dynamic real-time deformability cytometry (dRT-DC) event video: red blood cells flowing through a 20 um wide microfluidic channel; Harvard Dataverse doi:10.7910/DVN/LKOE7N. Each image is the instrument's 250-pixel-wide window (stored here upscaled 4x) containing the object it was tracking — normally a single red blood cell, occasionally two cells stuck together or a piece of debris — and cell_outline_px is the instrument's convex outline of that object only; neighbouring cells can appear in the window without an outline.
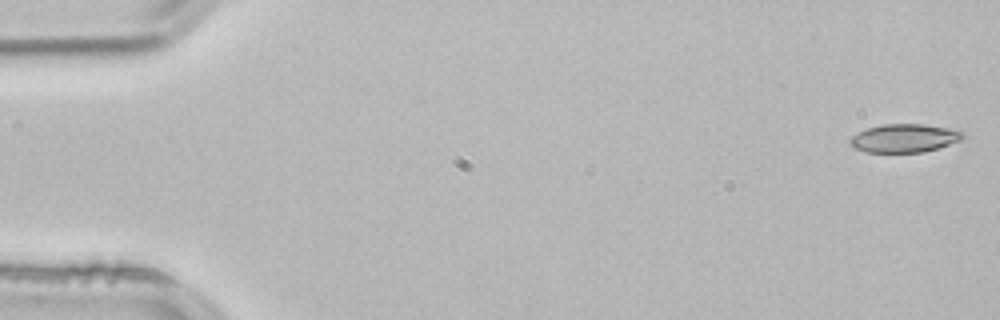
{"species": "common noctule bat (a hibernating species)", "species_latin": "Nyctalus noctula", "temperature_condition": "room temperature", "stored_images_in_passage": 52, "camera_frame_rate_fps": 3000, "um_per_image_px": 0.085, "animal": {"sex": "male", "body_mass_g": 21.5, "forearm_length_mm": 52.0}, "frame": {"image": 1, "passage_image": 1, "time_ms": 0.0, "image_size_px": [1000, 320], "cell_outline_px": [[968, 136], [960, 140], [924, 152], [864, 152], [852, 148], [848, 144], [848, 140], [856, 132], [880, 124], [924, 124], [948, 128], [964, 132]], "centroid_in_image_um": [76.81, 11.74], "position_along_channel_um": 8.2, "area_um2": 18.84}}
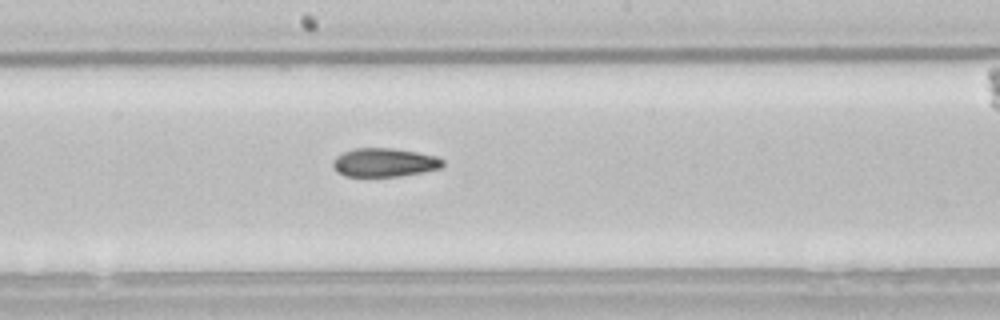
{"frame": {"image": 2, "passage_image": 28, "time_ms": 9.0, "image_size_px": [1000, 320], "cell_outline_px": [[444, 168], [424, 172], [400, 176], [344, 176], [336, 172], [332, 168], [332, 160], [336, 156], [344, 152], [356, 148], [392, 148], [416, 152], [436, 156], [444, 160]], "centroid_in_image_um": [32.67, 13.82], "position_along_channel_um": 215.5, "area_um2": 18.55}}
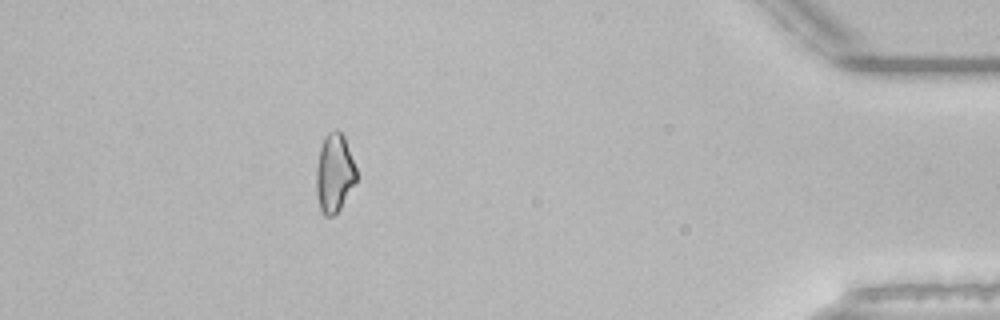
{"frame": {"image": 3, "passage_image": 47, "time_ms": 15.333, "image_size_px": [1000, 320], "cell_outline_px": [[356, 180], [340, 208], [332, 216], [324, 216], [320, 208], [316, 192], [316, 168], [320, 148], [328, 132], [336, 128], [344, 136], [356, 168]], "centroid_in_image_um": [28.41, 14.7], "position_along_channel_um": 406.8, "area_um2": 18.09}, "authors_computed_cell_mechanics": {"area_um2": 18.9006, "velocity_mm_per_s": 3.8587, "shape_relaxation_time_tau1_ms": 5.6449, "shape_relaxation_time_tau2_ms": 4.3395, "deformation_change_tau1": 0.1515, "deformation_change_tau2": 0.1102}}